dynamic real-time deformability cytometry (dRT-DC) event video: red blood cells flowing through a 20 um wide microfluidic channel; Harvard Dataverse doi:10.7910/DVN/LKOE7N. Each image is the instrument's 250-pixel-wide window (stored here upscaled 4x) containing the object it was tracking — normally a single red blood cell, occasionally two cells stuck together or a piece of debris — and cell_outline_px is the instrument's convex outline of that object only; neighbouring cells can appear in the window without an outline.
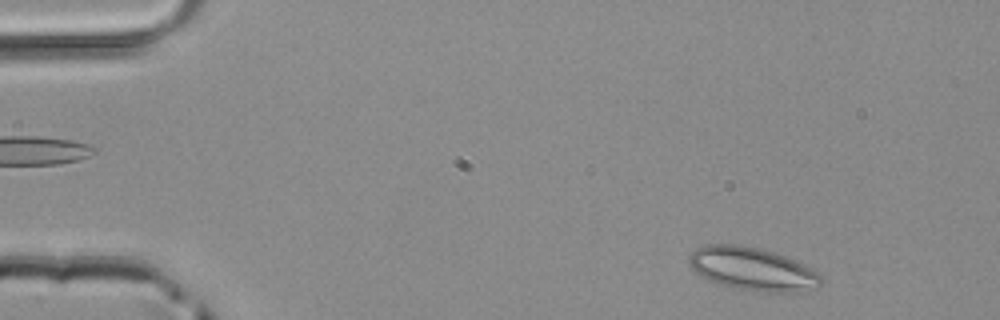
{"species": "common noctule bat (a hibernating species)", "species_latin": "Nyctalus noctula", "temperature_condition": "room temperature", "stored_images_in_passage": 45, "camera_frame_rate_fps": 3000, "um_per_image_px": 0.085, "animal": {"sex": "male", "body_mass_g": 20.4}, "frame": {"image": 1, "passage_image": 2, "time_ms": 0.333, "image_size_px": [1000, 320], "cell_outline_px": [[824, 280], [820, 284], [812, 288], [800, 292], [764, 292], [736, 288], [720, 284], [708, 280], [696, 272], [688, 264], [688, 256], [696, 248], [704, 244], [736, 244], [760, 248], [784, 256], [804, 264], [820, 272]], "centroid_in_image_um": [63.96, 22.85], "position_along_channel_um": 21.0, "area_um2": 33.29}}
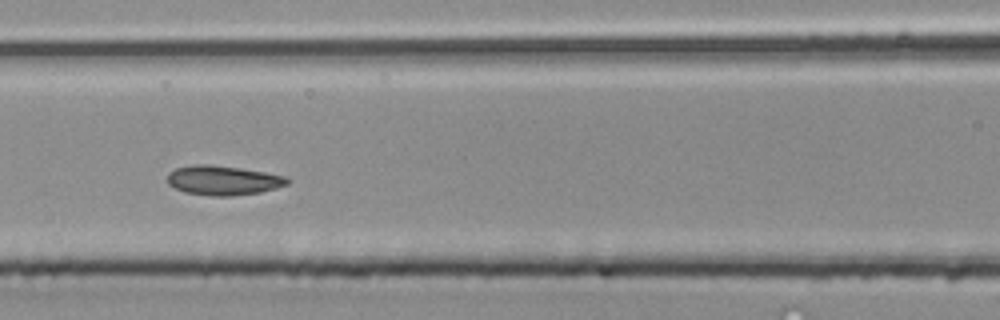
{"frame": {"image": 2, "passage_image": 18, "time_ms": 5.667, "image_size_px": [1000, 320], "cell_outline_px": [[288, 184], [276, 188], [260, 192], [232, 196], [208, 196], [184, 192], [168, 184], [168, 172], [176, 168], [192, 164], [208, 164], [240, 168], [264, 172], [284, 176], [288, 180]], "centroid_in_image_um": [18.92, 15.33], "position_along_channel_um": 147.7, "area_um2": 20.58}}
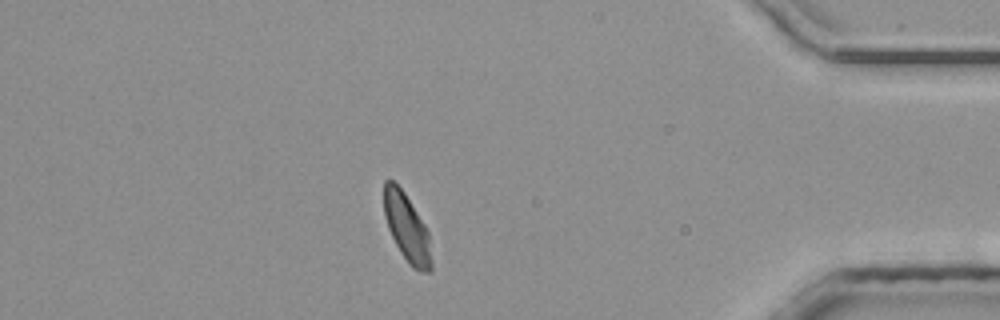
{"frame": {"image": 3, "passage_image": 39, "time_ms": 12.667, "image_size_px": [1000, 320], "cell_outline_px": [[432, 272], [420, 272], [412, 268], [408, 264], [400, 252], [388, 228], [384, 212], [384, 180], [392, 180], [404, 192], [424, 224], [428, 232], [432, 260]], "centroid_in_image_um": [34.6, 19.41], "position_along_channel_um": 400.6, "area_um2": 18.67}}